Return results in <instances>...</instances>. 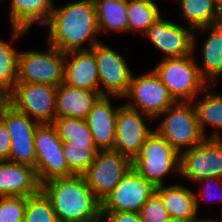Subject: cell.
<instances>
[{
    "mask_svg": "<svg viewBox=\"0 0 222 222\" xmlns=\"http://www.w3.org/2000/svg\"><path fill=\"white\" fill-rule=\"evenodd\" d=\"M45 26L46 42L63 53L89 50L101 42L96 37L100 32L93 0H74L55 6Z\"/></svg>",
    "mask_w": 222,
    "mask_h": 222,
    "instance_id": "cell-1",
    "label": "cell"
},
{
    "mask_svg": "<svg viewBox=\"0 0 222 222\" xmlns=\"http://www.w3.org/2000/svg\"><path fill=\"white\" fill-rule=\"evenodd\" d=\"M59 222H101V201L83 175L54 178L41 184Z\"/></svg>",
    "mask_w": 222,
    "mask_h": 222,
    "instance_id": "cell-2",
    "label": "cell"
},
{
    "mask_svg": "<svg viewBox=\"0 0 222 222\" xmlns=\"http://www.w3.org/2000/svg\"><path fill=\"white\" fill-rule=\"evenodd\" d=\"M197 35H193V54L184 57L162 58L153 71L168 89L174 100L181 102H195L200 91L209 85L200 75L196 60L195 50ZM200 93V94H199Z\"/></svg>",
    "mask_w": 222,
    "mask_h": 222,
    "instance_id": "cell-3",
    "label": "cell"
},
{
    "mask_svg": "<svg viewBox=\"0 0 222 222\" xmlns=\"http://www.w3.org/2000/svg\"><path fill=\"white\" fill-rule=\"evenodd\" d=\"M160 118L155 131L179 153L195 147L206 138L199 127L193 102L177 101L156 119Z\"/></svg>",
    "mask_w": 222,
    "mask_h": 222,
    "instance_id": "cell-4",
    "label": "cell"
},
{
    "mask_svg": "<svg viewBox=\"0 0 222 222\" xmlns=\"http://www.w3.org/2000/svg\"><path fill=\"white\" fill-rule=\"evenodd\" d=\"M132 168L156 187L165 185L167 175H180V153L153 130L132 161Z\"/></svg>",
    "mask_w": 222,
    "mask_h": 222,
    "instance_id": "cell-5",
    "label": "cell"
},
{
    "mask_svg": "<svg viewBox=\"0 0 222 222\" xmlns=\"http://www.w3.org/2000/svg\"><path fill=\"white\" fill-rule=\"evenodd\" d=\"M45 51H20L17 83L59 86L64 80L65 53L48 45Z\"/></svg>",
    "mask_w": 222,
    "mask_h": 222,
    "instance_id": "cell-6",
    "label": "cell"
},
{
    "mask_svg": "<svg viewBox=\"0 0 222 222\" xmlns=\"http://www.w3.org/2000/svg\"><path fill=\"white\" fill-rule=\"evenodd\" d=\"M36 153L35 171L40 184L74 174L63 155V142L53 124H39L34 136Z\"/></svg>",
    "mask_w": 222,
    "mask_h": 222,
    "instance_id": "cell-7",
    "label": "cell"
},
{
    "mask_svg": "<svg viewBox=\"0 0 222 222\" xmlns=\"http://www.w3.org/2000/svg\"><path fill=\"white\" fill-rule=\"evenodd\" d=\"M124 104L150 116L153 120L176 101L156 73L150 71L131 78Z\"/></svg>",
    "mask_w": 222,
    "mask_h": 222,
    "instance_id": "cell-8",
    "label": "cell"
},
{
    "mask_svg": "<svg viewBox=\"0 0 222 222\" xmlns=\"http://www.w3.org/2000/svg\"><path fill=\"white\" fill-rule=\"evenodd\" d=\"M57 87L42 83H16L10 91V104L39 124H53Z\"/></svg>",
    "mask_w": 222,
    "mask_h": 222,
    "instance_id": "cell-9",
    "label": "cell"
},
{
    "mask_svg": "<svg viewBox=\"0 0 222 222\" xmlns=\"http://www.w3.org/2000/svg\"><path fill=\"white\" fill-rule=\"evenodd\" d=\"M180 176L190 182L222 178V137H206L180 153Z\"/></svg>",
    "mask_w": 222,
    "mask_h": 222,
    "instance_id": "cell-10",
    "label": "cell"
},
{
    "mask_svg": "<svg viewBox=\"0 0 222 222\" xmlns=\"http://www.w3.org/2000/svg\"><path fill=\"white\" fill-rule=\"evenodd\" d=\"M130 169V158L113 149L99 150L83 176L92 192L102 202Z\"/></svg>",
    "mask_w": 222,
    "mask_h": 222,
    "instance_id": "cell-11",
    "label": "cell"
},
{
    "mask_svg": "<svg viewBox=\"0 0 222 222\" xmlns=\"http://www.w3.org/2000/svg\"><path fill=\"white\" fill-rule=\"evenodd\" d=\"M91 50L97 62L100 95L123 98L133 75L127 61L119 52L101 42Z\"/></svg>",
    "mask_w": 222,
    "mask_h": 222,
    "instance_id": "cell-12",
    "label": "cell"
},
{
    "mask_svg": "<svg viewBox=\"0 0 222 222\" xmlns=\"http://www.w3.org/2000/svg\"><path fill=\"white\" fill-rule=\"evenodd\" d=\"M156 192V186L130 169L101 202V212H136Z\"/></svg>",
    "mask_w": 222,
    "mask_h": 222,
    "instance_id": "cell-13",
    "label": "cell"
},
{
    "mask_svg": "<svg viewBox=\"0 0 222 222\" xmlns=\"http://www.w3.org/2000/svg\"><path fill=\"white\" fill-rule=\"evenodd\" d=\"M145 120L153 121L150 116L132 109L124 103L120 105L116 117L113 150L133 161L139 154L147 137L154 130L148 127Z\"/></svg>",
    "mask_w": 222,
    "mask_h": 222,
    "instance_id": "cell-14",
    "label": "cell"
},
{
    "mask_svg": "<svg viewBox=\"0 0 222 222\" xmlns=\"http://www.w3.org/2000/svg\"><path fill=\"white\" fill-rule=\"evenodd\" d=\"M193 35L191 27L167 20L162 15L143 36L164 54L163 58H174L193 54Z\"/></svg>",
    "mask_w": 222,
    "mask_h": 222,
    "instance_id": "cell-15",
    "label": "cell"
},
{
    "mask_svg": "<svg viewBox=\"0 0 222 222\" xmlns=\"http://www.w3.org/2000/svg\"><path fill=\"white\" fill-rule=\"evenodd\" d=\"M11 138L8 161L35 167L34 136L39 123L10 105L2 119Z\"/></svg>",
    "mask_w": 222,
    "mask_h": 222,
    "instance_id": "cell-16",
    "label": "cell"
},
{
    "mask_svg": "<svg viewBox=\"0 0 222 222\" xmlns=\"http://www.w3.org/2000/svg\"><path fill=\"white\" fill-rule=\"evenodd\" d=\"M9 2L11 34L15 42L27 34L35 23L45 26L55 7L52 0H9Z\"/></svg>",
    "mask_w": 222,
    "mask_h": 222,
    "instance_id": "cell-17",
    "label": "cell"
},
{
    "mask_svg": "<svg viewBox=\"0 0 222 222\" xmlns=\"http://www.w3.org/2000/svg\"><path fill=\"white\" fill-rule=\"evenodd\" d=\"M63 83L76 88L100 92L97 62L91 49L65 53Z\"/></svg>",
    "mask_w": 222,
    "mask_h": 222,
    "instance_id": "cell-18",
    "label": "cell"
},
{
    "mask_svg": "<svg viewBox=\"0 0 222 222\" xmlns=\"http://www.w3.org/2000/svg\"><path fill=\"white\" fill-rule=\"evenodd\" d=\"M41 191L35 167L0 161V197L23 196L30 197Z\"/></svg>",
    "mask_w": 222,
    "mask_h": 222,
    "instance_id": "cell-19",
    "label": "cell"
},
{
    "mask_svg": "<svg viewBox=\"0 0 222 222\" xmlns=\"http://www.w3.org/2000/svg\"><path fill=\"white\" fill-rule=\"evenodd\" d=\"M110 96H100L85 119L99 150L113 149L116 117L120 106L114 107Z\"/></svg>",
    "mask_w": 222,
    "mask_h": 222,
    "instance_id": "cell-20",
    "label": "cell"
},
{
    "mask_svg": "<svg viewBox=\"0 0 222 222\" xmlns=\"http://www.w3.org/2000/svg\"><path fill=\"white\" fill-rule=\"evenodd\" d=\"M156 192L161 196L169 217L180 222H197L200 217L194 191L183 184L160 185Z\"/></svg>",
    "mask_w": 222,
    "mask_h": 222,
    "instance_id": "cell-21",
    "label": "cell"
},
{
    "mask_svg": "<svg viewBox=\"0 0 222 222\" xmlns=\"http://www.w3.org/2000/svg\"><path fill=\"white\" fill-rule=\"evenodd\" d=\"M100 92L76 88L61 83L56 89L57 117L86 119Z\"/></svg>",
    "mask_w": 222,
    "mask_h": 222,
    "instance_id": "cell-22",
    "label": "cell"
},
{
    "mask_svg": "<svg viewBox=\"0 0 222 222\" xmlns=\"http://www.w3.org/2000/svg\"><path fill=\"white\" fill-rule=\"evenodd\" d=\"M208 31L210 33L204 40L201 51L203 62H196L201 77L209 85H213L222 73V23L199 28L194 33Z\"/></svg>",
    "mask_w": 222,
    "mask_h": 222,
    "instance_id": "cell-23",
    "label": "cell"
},
{
    "mask_svg": "<svg viewBox=\"0 0 222 222\" xmlns=\"http://www.w3.org/2000/svg\"><path fill=\"white\" fill-rule=\"evenodd\" d=\"M185 25L197 30L222 23L221 0H178Z\"/></svg>",
    "mask_w": 222,
    "mask_h": 222,
    "instance_id": "cell-24",
    "label": "cell"
},
{
    "mask_svg": "<svg viewBox=\"0 0 222 222\" xmlns=\"http://www.w3.org/2000/svg\"><path fill=\"white\" fill-rule=\"evenodd\" d=\"M214 85H208L203 92V97L197 102H193L199 127L205 137L220 138V130L222 131V93L212 92ZM214 127L215 131L207 136L205 127Z\"/></svg>",
    "mask_w": 222,
    "mask_h": 222,
    "instance_id": "cell-25",
    "label": "cell"
},
{
    "mask_svg": "<svg viewBox=\"0 0 222 222\" xmlns=\"http://www.w3.org/2000/svg\"><path fill=\"white\" fill-rule=\"evenodd\" d=\"M102 33H128L127 0H93Z\"/></svg>",
    "mask_w": 222,
    "mask_h": 222,
    "instance_id": "cell-26",
    "label": "cell"
},
{
    "mask_svg": "<svg viewBox=\"0 0 222 222\" xmlns=\"http://www.w3.org/2000/svg\"><path fill=\"white\" fill-rule=\"evenodd\" d=\"M161 9L151 0H127L128 33L142 35L160 17Z\"/></svg>",
    "mask_w": 222,
    "mask_h": 222,
    "instance_id": "cell-27",
    "label": "cell"
},
{
    "mask_svg": "<svg viewBox=\"0 0 222 222\" xmlns=\"http://www.w3.org/2000/svg\"><path fill=\"white\" fill-rule=\"evenodd\" d=\"M62 149L69 170L74 175H83L99 151L95 142H63Z\"/></svg>",
    "mask_w": 222,
    "mask_h": 222,
    "instance_id": "cell-28",
    "label": "cell"
},
{
    "mask_svg": "<svg viewBox=\"0 0 222 222\" xmlns=\"http://www.w3.org/2000/svg\"><path fill=\"white\" fill-rule=\"evenodd\" d=\"M19 53L13 44L0 39V87L9 92L17 83Z\"/></svg>",
    "mask_w": 222,
    "mask_h": 222,
    "instance_id": "cell-29",
    "label": "cell"
},
{
    "mask_svg": "<svg viewBox=\"0 0 222 222\" xmlns=\"http://www.w3.org/2000/svg\"><path fill=\"white\" fill-rule=\"evenodd\" d=\"M53 125L62 142H94L85 119L57 117Z\"/></svg>",
    "mask_w": 222,
    "mask_h": 222,
    "instance_id": "cell-30",
    "label": "cell"
},
{
    "mask_svg": "<svg viewBox=\"0 0 222 222\" xmlns=\"http://www.w3.org/2000/svg\"><path fill=\"white\" fill-rule=\"evenodd\" d=\"M23 222H59L50 200L42 191L27 197Z\"/></svg>",
    "mask_w": 222,
    "mask_h": 222,
    "instance_id": "cell-31",
    "label": "cell"
},
{
    "mask_svg": "<svg viewBox=\"0 0 222 222\" xmlns=\"http://www.w3.org/2000/svg\"><path fill=\"white\" fill-rule=\"evenodd\" d=\"M27 197H0V222H23Z\"/></svg>",
    "mask_w": 222,
    "mask_h": 222,
    "instance_id": "cell-32",
    "label": "cell"
},
{
    "mask_svg": "<svg viewBox=\"0 0 222 222\" xmlns=\"http://www.w3.org/2000/svg\"><path fill=\"white\" fill-rule=\"evenodd\" d=\"M142 222H164L170 217L161 196L155 192L140 211Z\"/></svg>",
    "mask_w": 222,
    "mask_h": 222,
    "instance_id": "cell-33",
    "label": "cell"
},
{
    "mask_svg": "<svg viewBox=\"0 0 222 222\" xmlns=\"http://www.w3.org/2000/svg\"><path fill=\"white\" fill-rule=\"evenodd\" d=\"M196 183L197 184L199 183V186H201L202 188L200 189V192L195 193L196 207H197L198 213H199V205H200L199 197L201 198V200L203 199L206 203H208V201L213 202V200H216V199L219 201L220 200L222 201V191H220L222 190V178H205ZM213 184L214 186H217V187H214ZM220 217H222V214L220 215Z\"/></svg>",
    "mask_w": 222,
    "mask_h": 222,
    "instance_id": "cell-34",
    "label": "cell"
},
{
    "mask_svg": "<svg viewBox=\"0 0 222 222\" xmlns=\"http://www.w3.org/2000/svg\"><path fill=\"white\" fill-rule=\"evenodd\" d=\"M101 222H142L140 213L136 212H101Z\"/></svg>",
    "mask_w": 222,
    "mask_h": 222,
    "instance_id": "cell-35",
    "label": "cell"
},
{
    "mask_svg": "<svg viewBox=\"0 0 222 222\" xmlns=\"http://www.w3.org/2000/svg\"><path fill=\"white\" fill-rule=\"evenodd\" d=\"M11 138L5 123L0 120V161H8Z\"/></svg>",
    "mask_w": 222,
    "mask_h": 222,
    "instance_id": "cell-36",
    "label": "cell"
},
{
    "mask_svg": "<svg viewBox=\"0 0 222 222\" xmlns=\"http://www.w3.org/2000/svg\"><path fill=\"white\" fill-rule=\"evenodd\" d=\"M10 105V92L0 87V120Z\"/></svg>",
    "mask_w": 222,
    "mask_h": 222,
    "instance_id": "cell-37",
    "label": "cell"
},
{
    "mask_svg": "<svg viewBox=\"0 0 222 222\" xmlns=\"http://www.w3.org/2000/svg\"><path fill=\"white\" fill-rule=\"evenodd\" d=\"M216 218L214 217V219H199L197 222H222V217H220V220H215Z\"/></svg>",
    "mask_w": 222,
    "mask_h": 222,
    "instance_id": "cell-38",
    "label": "cell"
},
{
    "mask_svg": "<svg viewBox=\"0 0 222 222\" xmlns=\"http://www.w3.org/2000/svg\"><path fill=\"white\" fill-rule=\"evenodd\" d=\"M164 222H180V221L170 217L168 220H166Z\"/></svg>",
    "mask_w": 222,
    "mask_h": 222,
    "instance_id": "cell-39",
    "label": "cell"
}]
</instances>
